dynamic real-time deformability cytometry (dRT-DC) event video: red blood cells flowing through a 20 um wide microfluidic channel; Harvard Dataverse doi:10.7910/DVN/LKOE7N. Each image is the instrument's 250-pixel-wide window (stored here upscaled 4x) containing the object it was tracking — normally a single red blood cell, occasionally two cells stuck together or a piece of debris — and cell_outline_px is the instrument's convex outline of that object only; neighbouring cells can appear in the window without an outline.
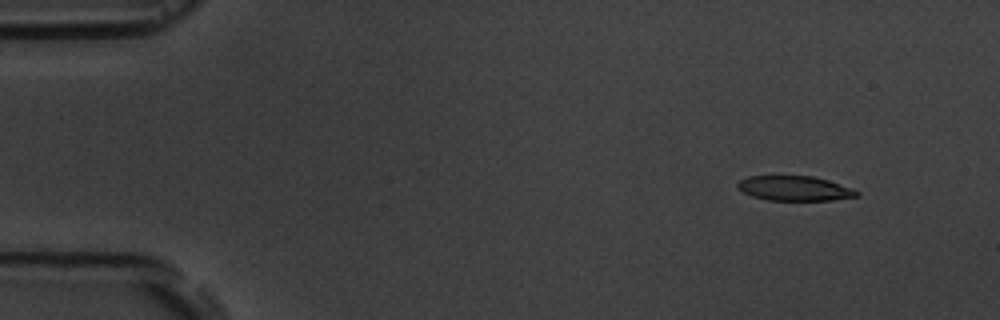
{"species": "common noctule bat (a hibernating species)", "species_latin": "Nyctalus noctula", "temperature_condition": "room temperature", "stored_images_in_passage": 4, "camera_frame_rate_fps": 3000, "um_per_image_px": 0.085, "animal": {"sex": "male", "body_mass_g": 19.5, "forearm_length_mm": 54.6}, "frame": {"image": 1, "passage_image": 1, "time_ms": 0.0, "image_size_px": [1000, 320], "cell_outline_px": [[860, 196], [832, 200], [768, 200], [752, 196], [736, 188], [736, 184], [740, 180], [748, 176], [812, 176], [828, 180], [852, 188], [860, 192]], "centroid_in_image_um": [67.55, 16.01], "position_along_channel_um": 17.5, "area_um2": 17.22}}